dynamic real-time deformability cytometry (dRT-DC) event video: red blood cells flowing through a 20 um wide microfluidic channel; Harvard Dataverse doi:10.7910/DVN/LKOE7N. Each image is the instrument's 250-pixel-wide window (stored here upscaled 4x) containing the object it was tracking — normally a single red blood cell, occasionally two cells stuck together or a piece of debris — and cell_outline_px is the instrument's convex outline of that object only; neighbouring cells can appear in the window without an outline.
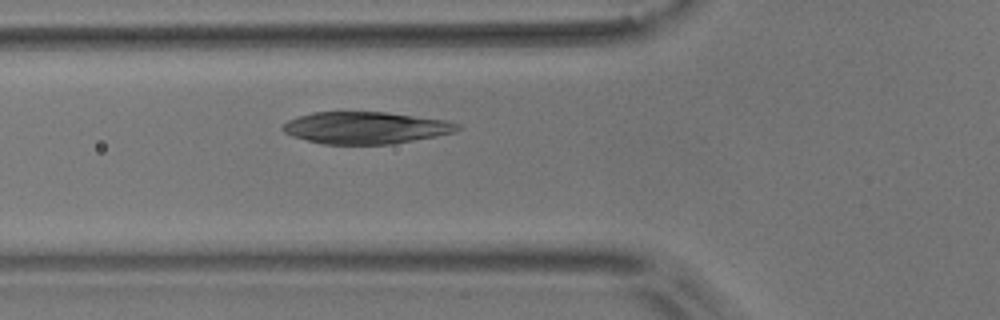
{"species": "common noctule bat (a hibernating species)", "species_latin": "Nyctalus noctula", "temperature_condition": "room temperature", "stored_images_in_passage": 2, "camera_frame_rate_fps": 3000, "um_per_image_px": 0.085, "animal": {"sex": "male", "body_mass_g": 17.9}, "frame": {"image": 1, "passage_image": 2, "time_ms": 1.0, "image_size_px": [1000, 320], "cell_outline_px": [[464, 128], [456, 132], [436, 136], [392, 144], [324, 144], [292, 136], [284, 132], [280, 128], [288, 120], [312, 112], [384, 112], [444, 120], [460, 124]], "centroid_in_image_um": [31.1, 10.86], "position_along_channel_um": 94.7, "area_um2": 32.43}}